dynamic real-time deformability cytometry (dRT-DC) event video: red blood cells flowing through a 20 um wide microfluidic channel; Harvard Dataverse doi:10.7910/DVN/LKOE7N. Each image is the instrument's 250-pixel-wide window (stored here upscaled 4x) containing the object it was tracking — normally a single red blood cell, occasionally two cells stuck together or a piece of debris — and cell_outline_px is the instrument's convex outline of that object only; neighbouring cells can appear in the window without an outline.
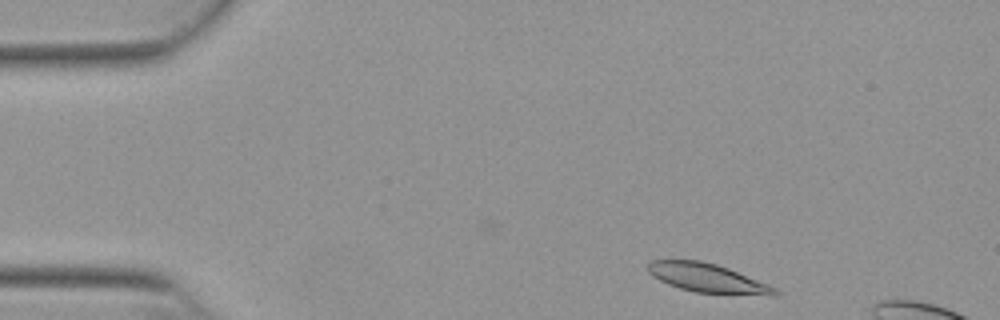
{"species": "Egyptian fruit bat (a non-hibernating species)", "species_latin": "Rousettus aegyptiacus", "temperature_condition": "warm", "stored_images_in_passage": 9, "camera_frame_rate_fps": 3000, "um_per_image_px": 0.085, "animal": {"sex": "female"}, "frame": {"image": 1, "passage_image": 2, "time_ms": 0.333, "image_size_px": [1000, 320], "cell_outline_px": [[780, 296], [768, 296], [696, 292], [680, 288], [668, 284], [652, 276], [648, 272], [644, 264], [648, 260], [700, 260], [716, 264], [728, 268], [768, 284], [776, 288], [780, 292]], "centroid_in_image_um": [60.13, 23.63], "position_along_channel_um": 24.9, "area_um2": 21.68}}